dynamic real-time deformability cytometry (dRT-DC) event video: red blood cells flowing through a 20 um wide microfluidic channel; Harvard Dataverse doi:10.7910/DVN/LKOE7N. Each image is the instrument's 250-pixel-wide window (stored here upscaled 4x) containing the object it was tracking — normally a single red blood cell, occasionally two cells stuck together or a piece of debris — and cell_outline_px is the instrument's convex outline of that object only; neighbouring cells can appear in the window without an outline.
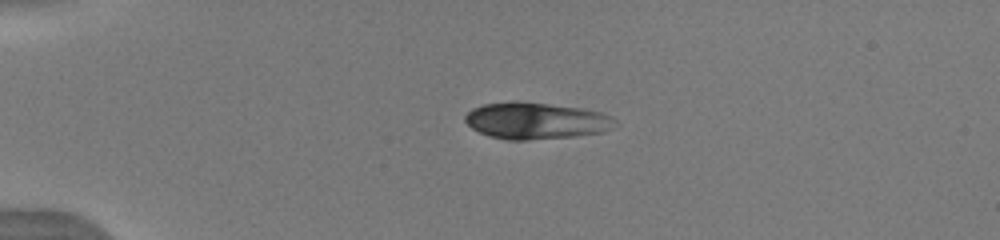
{"species": "human", "species_latin": "Homo sapiens", "temperature_condition": "warm", "stored_images_in_passage": 39, "camera_frame_rate_fps": 3000, "um_per_image_px": 0.085, "donor": {"sex": "male"}, "frame": {"image": 1, "passage_image": 1, "time_ms": 0.0, "image_size_px": [1000, 240], "cell_outline_px": [[620, 124], [604, 132], [576, 136], [528, 140], [508, 140], [488, 136], [472, 128], [464, 120], [464, 116], [472, 108], [484, 104], [548, 104], [584, 108], [600, 112], [612, 116]], "centroid_in_image_um": [45.64, 10.31], "position_along_channel_um": 39.4, "area_um2": 31.5}}
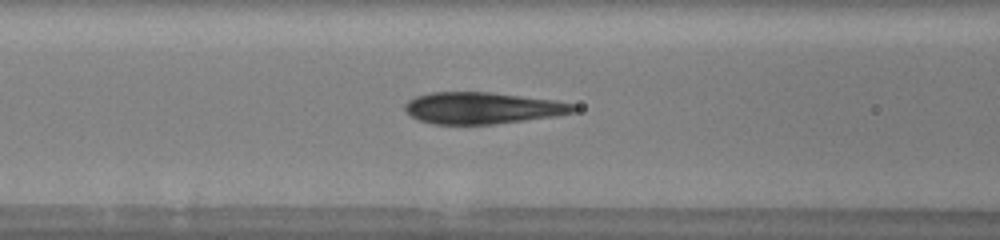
{"frame": {"image": 2, "passage_image": 11, "time_ms": 3.333, "image_size_px": [1000, 240], "cell_outline_px": [[580, 108], [576, 112], [556, 116], [492, 124], [432, 124], [420, 120], [412, 116], [404, 108], [404, 104], [408, 100], [416, 96], [432, 92], [492, 92], [556, 100], [576, 104]], "centroid_in_image_um": [41.06, 9.17], "position_along_channel_um": 125.5, "area_um2": 31.21}}
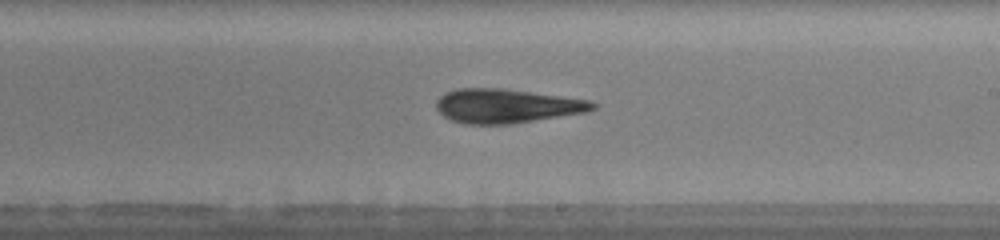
{"frame": {"image": 3, "passage_image": 20, "time_ms": 6.333, "image_size_px": [1000, 240], "cell_outline_px": [[600, 104], [596, 108], [584, 112], [512, 124], [464, 124], [448, 120], [436, 108], [436, 100], [444, 92], [456, 88], [500, 88], [592, 100]], "centroid_in_image_um": [43.03, 9.0], "position_along_channel_um": 246.0, "area_um2": 31.27}, "authors_computed_cell_mechanics": {"area_um2": 30.9808, "velocity_mm_per_s": 4.0137, "shape_relaxation_time_tau1_ms": 2.3275, "shape_relaxation_time_tau2_ms": 6.0218, "deformation_change_tau1": 0.0843, "deformation_change_tau2": 0.1016}}